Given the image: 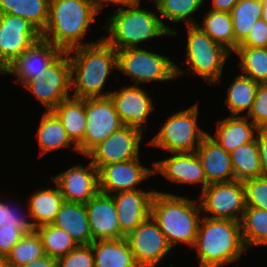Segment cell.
<instances>
[{"instance_id":"13","label":"cell","mask_w":267,"mask_h":267,"mask_svg":"<svg viewBox=\"0 0 267 267\" xmlns=\"http://www.w3.org/2000/svg\"><path fill=\"white\" fill-rule=\"evenodd\" d=\"M142 137L139 130L123 125L85 156L92 158L91 162L98 170L111 163L133 160L139 157Z\"/></svg>"},{"instance_id":"42","label":"cell","mask_w":267,"mask_h":267,"mask_svg":"<svg viewBox=\"0 0 267 267\" xmlns=\"http://www.w3.org/2000/svg\"><path fill=\"white\" fill-rule=\"evenodd\" d=\"M23 214L16 212V209L11 208L10 204L1 202V217L0 227L6 226L8 228H15L17 231H26L32 233L36 230L33 223L25 219Z\"/></svg>"},{"instance_id":"40","label":"cell","mask_w":267,"mask_h":267,"mask_svg":"<svg viewBox=\"0 0 267 267\" xmlns=\"http://www.w3.org/2000/svg\"><path fill=\"white\" fill-rule=\"evenodd\" d=\"M58 267H94V254L90 245H79L57 259Z\"/></svg>"},{"instance_id":"15","label":"cell","mask_w":267,"mask_h":267,"mask_svg":"<svg viewBox=\"0 0 267 267\" xmlns=\"http://www.w3.org/2000/svg\"><path fill=\"white\" fill-rule=\"evenodd\" d=\"M64 201L86 204L99 190V170L90 162L87 167L75 165L51 177Z\"/></svg>"},{"instance_id":"50","label":"cell","mask_w":267,"mask_h":267,"mask_svg":"<svg viewBox=\"0 0 267 267\" xmlns=\"http://www.w3.org/2000/svg\"><path fill=\"white\" fill-rule=\"evenodd\" d=\"M0 267H9L7 257L4 255H0Z\"/></svg>"},{"instance_id":"6","label":"cell","mask_w":267,"mask_h":267,"mask_svg":"<svg viewBox=\"0 0 267 267\" xmlns=\"http://www.w3.org/2000/svg\"><path fill=\"white\" fill-rule=\"evenodd\" d=\"M186 27V56L189 71L209 83H220L223 66L231 52L212 40L197 25H186Z\"/></svg>"},{"instance_id":"37","label":"cell","mask_w":267,"mask_h":267,"mask_svg":"<svg viewBox=\"0 0 267 267\" xmlns=\"http://www.w3.org/2000/svg\"><path fill=\"white\" fill-rule=\"evenodd\" d=\"M45 255L41 239L35 230L22 236L7 255L9 267H20Z\"/></svg>"},{"instance_id":"12","label":"cell","mask_w":267,"mask_h":267,"mask_svg":"<svg viewBox=\"0 0 267 267\" xmlns=\"http://www.w3.org/2000/svg\"><path fill=\"white\" fill-rule=\"evenodd\" d=\"M41 39V32L28 20L0 14V74Z\"/></svg>"},{"instance_id":"35","label":"cell","mask_w":267,"mask_h":267,"mask_svg":"<svg viewBox=\"0 0 267 267\" xmlns=\"http://www.w3.org/2000/svg\"><path fill=\"white\" fill-rule=\"evenodd\" d=\"M36 231L43 244L44 253L48 256L58 259L79 246L66 231L53 224L40 226Z\"/></svg>"},{"instance_id":"27","label":"cell","mask_w":267,"mask_h":267,"mask_svg":"<svg viewBox=\"0 0 267 267\" xmlns=\"http://www.w3.org/2000/svg\"><path fill=\"white\" fill-rule=\"evenodd\" d=\"M63 202L64 199L58 185L54 189L35 190L29 198L27 207V213H29V218H32L35 228L52 224Z\"/></svg>"},{"instance_id":"48","label":"cell","mask_w":267,"mask_h":267,"mask_svg":"<svg viewBox=\"0 0 267 267\" xmlns=\"http://www.w3.org/2000/svg\"><path fill=\"white\" fill-rule=\"evenodd\" d=\"M92 2L94 3L97 11L99 12L100 9L104 6L103 4H105V2H106V6H108V2L115 3V4H122L124 6H130V5L138 3L139 0H92Z\"/></svg>"},{"instance_id":"31","label":"cell","mask_w":267,"mask_h":267,"mask_svg":"<svg viewBox=\"0 0 267 267\" xmlns=\"http://www.w3.org/2000/svg\"><path fill=\"white\" fill-rule=\"evenodd\" d=\"M258 85V82L244 74L235 76L232 85L227 89V98L225 99V104L228 106L231 116H238L239 113L246 110L248 111L247 114L250 112Z\"/></svg>"},{"instance_id":"5","label":"cell","mask_w":267,"mask_h":267,"mask_svg":"<svg viewBox=\"0 0 267 267\" xmlns=\"http://www.w3.org/2000/svg\"><path fill=\"white\" fill-rule=\"evenodd\" d=\"M139 2L130 5L128 9L119 7L104 26L110 33L103 39L115 50L138 48V44L148 39L176 35L177 32L161 22L157 14L146 9L137 8Z\"/></svg>"},{"instance_id":"51","label":"cell","mask_w":267,"mask_h":267,"mask_svg":"<svg viewBox=\"0 0 267 267\" xmlns=\"http://www.w3.org/2000/svg\"><path fill=\"white\" fill-rule=\"evenodd\" d=\"M0 217H1V200H0Z\"/></svg>"},{"instance_id":"30","label":"cell","mask_w":267,"mask_h":267,"mask_svg":"<svg viewBox=\"0 0 267 267\" xmlns=\"http://www.w3.org/2000/svg\"><path fill=\"white\" fill-rule=\"evenodd\" d=\"M262 0H239L230 12L234 32V51L248 37L255 22L262 17Z\"/></svg>"},{"instance_id":"39","label":"cell","mask_w":267,"mask_h":267,"mask_svg":"<svg viewBox=\"0 0 267 267\" xmlns=\"http://www.w3.org/2000/svg\"><path fill=\"white\" fill-rule=\"evenodd\" d=\"M243 182L246 207L267 210V177L248 178Z\"/></svg>"},{"instance_id":"16","label":"cell","mask_w":267,"mask_h":267,"mask_svg":"<svg viewBox=\"0 0 267 267\" xmlns=\"http://www.w3.org/2000/svg\"><path fill=\"white\" fill-rule=\"evenodd\" d=\"M62 53V51L51 43L40 39L28 50L20 55L4 72L14 74L24 86L33 79H46L47 67Z\"/></svg>"},{"instance_id":"22","label":"cell","mask_w":267,"mask_h":267,"mask_svg":"<svg viewBox=\"0 0 267 267\" xmlns=\"http://www.w3.org/2000/svg\"><path fill=\"white\" fill-rule=\"evenodd\" d=\"M207 179V186L212 183L235 180L230 153L222 148L210 134H207L195 151Z\"/></svg>"},{"instance_id":"36","label":"cell","mask_w":267,"mask_h":267,"mask_svg":"<svg viewBox=\"0 0 267 267\" xmlns=\"http://www.w3.org/2000/svg\"><path fill=\"white\" fill-rule=\"evenodd\" d=\"M239 57L238 67L253 81L267 83V48L237 47L234 51Z\"/></svg>"},{"instance_id":"2","label":"cell","mask_w":267,"mask_h":267,"mask_svg":"<svg viewBox=\"0 0 267 267\" xmlns=\"http://www.w3.org/2000/svg\"><path fill=\"white\" fill-rule=\"evenodd\" d=\"M98 13L92 0H49L48 22L41 39L62 52L92 44L81 39Z\"/></svg>"},{"instance_id":"4","label":"cell","mask_w":267,"mask_h":267,"mask_svg":"<svg viewBox=\"0 0 267 267\" xmlns=\"http://www.w3.org/2000/svg\"><path fill=\"white\" fill-rule=\"evenodd\" d=\"M193 247L197 250L200 267H220L238 261L247 251L240 222L209 216L202 217Z\"/></svg>"},{"instance_id":"46","label":"cell","mask_w":267,"mask_h":267,"mask_svg":"<svg viewBox=\"0 0 267 267\" xmlns=\"http://www.w3.org/2000/svg\"><path fill=\"white\" fill-rule=\"evenodd\" d=\"M20 267H58L57 258L45 254L31 263Z\"/></svg>"},{"instance_id":"7","label":"cell","mask_w":267,"mask_h":267,"mask_svg":"<svg viewBox=\"0 0 267 267\" xmlns=\"http://www.w3.org/2000/svg\"><path fill=\"white\" fill-rule=\"evenodd\" d=\"M117 51L118 71L130 76L135 85L148 81H168L184 75V70L169 57L141 48Z\"/></svg>"},{"instance_id":"20","label":"cell","mask_w":267,"mask_h":267,"mask_svg":"<svg viewBox=\"0 0 267 267\" xmlns=\"http://www.w3.org/2000/svg\"><path fill=\"white\" fill-rule=\"evenodd\" d=\"M93 240L120 239L121 231L112 195L98 192L85 204Z\"/></svg>"},{"instance_id":"18","label":"cell","mask_w":267,"mask_h":267,"mask_svg":"<svg viewBox=\"0 0 267 267\" xmlns=\"http://www.w3.org/2000/svg\"><path fill=\"white\" fill-rule=\"evenodd\" d=\"M123 125L142 132L147 117L154 110L151 98L137 85L124 87L109 94Z\"/></svg>"},{"instance_id":"47","label":"cell","mask_w":267,"mask_h":267,"mask_svg":"<svg viewBox=\"0 0 267 267\" xmlns=\"http://www.w3.org/2000/svg\"><path fill=\"white\" fill-rule=\"evenodd\" d=\"M238 1L239 0H212L211 10L230 13Z\"/></svg>"},{"instance_id":"28","label":"cell","mask_w":267,"mask_h":267,"mask_svg":"<svg viewBox=\"0 0 267 267\" xmlns=\"http://www.w3.org/2000/svg\"><path fill=\"white\" fill-rule=\"evenodd\" d=\"M35 137L39 142L40 156L62 147H69L71 144L78 152L77 146L70 140L60 119L53 111H46L43 114Z\"/></svg>"},{"instance_id":"19","label":"cell","mask_w":267,"mask_h":267,"mask_svg":"<svg viewBox=\"0 0 267 267\" xmlns=\"http://www.w3.org/2000/svg\"><path fill=\"white\" fill-rule=\"evenodd\" d=\"M156 191H121L112 194L120 231L127 236L151 216V203Z\"/></svg>"},{"instance_id":"41","label":"cell","mask_w":267,"mask_h":267,"mask_svg":"<svg viewBox=\"0 0 267 267\" xmlns=\"http://www.w3.org/2000/svg\"><path fill=\"white\" fill-rule=\"evenodd\" d=\"M258 128H267V83H259L250 112L246 116Z\"/></svg>"},{"instance_id":"33","label":"cell","mask_w":267,"mask_h":267,"mask_svg":"<svg viewBox=\"0 0 267 267\" xmlns=\"http://www.w3.org/2000/svg\"><path fill=\"white\" fill-rule=\"evenodd\" d=\"M235 180L261 177V162L256 139L230 152Z\"/></svg>"},{"instance_id":"9","label":"cell","mask_w":267,"mask_h":267,"mask_svg":"<svg viewBox=\"0 0 267 267\" xmlns=\"http://www.w3.org/2000/svg\"><path fill=\"white\" fill-rule=\"evenodd\" d=\"M46 79H33L24 87L46 108L52 111L60 102L71 97V62L67 52H62L46 69Z\"/></svg>"},{"instance_id":"21","label":"cell","mask_w":267,"mask_h":267,"mask_svg":"<svg viewBox=\"0 0 267 267\" xmlns=\"http://www.w3.org/2000/svg\"><path fill=\"white\" fill-rule=\"evenodd\" d=\"M173 156L153 163L154 174H162L171 182L201 183L202 190L207 179L202 164L195 152L172 153Z\"/></svg>"},{"instance_id":"34","label":"cell","mask_w":267,"mask_h":267,"mask_svg":"<svg viewBox=\"0 0 267 267\" xmlns=\"http://www.w3.org/2000/svg\"><path fill=\"white\" fill-rule=\"evenodd\" d=\"M203 26L196 24L212 40L234 52V32L231 14L228 12L209 10L203 19Z\"/></svg>"},{"instance_id":"45","label":"cell","mask_w":267,"mask_h":267,"mask_svg":"<svg viewBox=\"0 0 267 267\" xmlns=\"http://www.w3.org/2000/svg\"><path fill=\"white\" fill-rule=\"evenodd\" d=\"M261 162V176L267 177V128H259L256 136Z\"/></svg>"},{"instance_id":"8","label":"cell","mask_w":267,"mask_h":267,"mask_svg":"<svg viewBox=\"0 0 267 267\" xmlns=\"http://www.w3.org/2000/svg\"><path fill=\"white\" fill-rule=\"evenodd\" d=\"M198 112V104H196L172 114L148 144L167 150L171 154L195 152L202 139L208 134L199 129ZM196 143L197 146H195Z\"/></svg>"},{"instance_id":"3","label":"cell","mask_w":267,"mask_h":267,"mask_svg":"<svg viewBox=\"0 0 267 267\" xmlns=\"http://www.w3.org/2000/svg\"><path fill=\"white\" fill-rule=\"evenodd\" d=\"M200 213V203L187 196L156 191L151 203V217L171 248L177 243L194 246L201 221Z\"/></svg>"},{"instance_id":"25","label":"cell","mask_w":267,"mask_h":267,"mask_svg":"<svg viewBox=\"0 0 267 267\" xmlns=\"http://www.w3.org/2000/svg\"><path fill=\"white\" fill-rule=\"evenodd\" d=\"M94 267H138L125 237L95 240L91 244Z\"/></svg>"},{"instance_id":"10","label":"cell","mask_w":267,"mask_h":267,"mask_svg":"<svg viewBox=\"0 0 267 267\" xmlns=\"http://www.w3.org/2000/svg\"><path fill=\"white\" fill-rule=\"evenodd\" d=\"M85 113L84 138L77 146L78 152L83 155L123 126L109 96L85 98Z\"/></svg>"},{"instance_id":"14","label":"cell","mask_w":267,"mask_h":267,"mask_svg":"<svg viewBox=\"0 0 267 267\" xmlns=\"http://www.w3.org/2000/svg\"><path fill=\"white\" fill-rule=\"evenodd\" d=\"M138 267H155L170 253V245L150 216L125 237Z\"/></svg>"},{"instance_id":"43","label":"cell","mask_w":267,"mask_h":267,"mask_svg":"<svg viewBox=\"0 0 267 267\" xmlns=\"http://www.w3.org/2000/svg\"><path fill=\"white\" fill-rule=\"evenodd\" d=\"M238 47L267 48V24L262 18L255 22L248 37Z\"/></svg>"},{"instance_id":"49","label":"cell","mask_w":267,"mask_h":267,"mask_svg":"<svg viewBox=\"0 0 267 267\" xmlns=\"http://www.w3.org/2000/svg\"><path fill=\"white\" fill-rule=\"evenodd\" d=\"M263 1V11H262V19L266 22L267 24V0H262Z\"/></svg>"},{"instance_id":"52","label":"cell","mask_w":267,"mask_h":267,"mask_svg":"<svg viewBox=\"0 0 267 267\" xmlns=\"http://www.w3.org/2000/svg\"><path fill=\"white\" fill-rule=\"evenodd\" d=\"M159 0H154V3L156 4ZM139 3H140V0H139Z\"/></svg>"},{"instance_id":"17","label":"cell","mask_w":267,"mask_h":267,"mask_svg":"<svg viewBox=\"0 0 267 267\" xmlns=\"http://www.w3.org/2000/svg\"><path fill=\"white\" fill-rule=\"evenodd\" d=\"M139 157L125 162L111 163L99 170V190L112 195L114 191L137 190L136 185L153 175V169L141 166Z\"/></svg>"},{"instance_id":"44","label":"cell","mask_w":267,"mask_h":267,"mask_svg":"<svg viewBox=\"0 0 267 267\" xmlns=\"http://www.w3.org/2000/svg\"><path fill=\"white\" fill-rule=\"evenodd\" d=\"M24 234H27V232L17 231L15 228L6 226L0 227V255L7 257Z\"/></svg>"},{"instance_id":"32","label":"cell","mask_w":267,"mask_h":267,"mask_svg":"<svg viewBox=\"0 0 267 267\" xmlns=\"http://www.w3.org/2000/svg\"><path fill=\"white\" fill-rule=\"evenodd\" d=\"M240 225L246 250L252 245H267V210L258 207H246Z\"/></svg>"},{"instance_id":"11","label":"cell","mask_w":267,"mask_h":267,"mask_svg":"<svg viewBox=\"0 0 267 267\" xmlns=\"http://www.w3.org/2000/svg\"><path fill=\"white\" fill-rule=\"evenodd\" d=\"M201 199V211L213 214L210 218L240 222L246 208L244 185L238 180L209 184L202 190Z\"/></svg>"},{"instance_id":"23","label":"cell","mask_w":267,"mask_h":267,"mask_svg":"<svg viewBox=\"0 0 267 267\" xmlns=\"http://www.w3.org/2000/svg\"><path fill=\"white\" fill-rule=\"evenodd\" d=\"M52 224L66 231L78 245H90L94 241L83 203L64 201Z\"/></svg>"},{"instance_id":"26","label":"cell","mask_w":267,"mask_h":267,"mask_svg":"<svg viewBox=\"0 0 267 267\" xmlns=\"http://www.w3.org/2000/svg\"><path fill=\"white\" fill-rule=\"evenodd\" d=\"M60 119L70 140L78 146L84 138L86 129L85 98L69 97L53 110Z\"/></svg>"},{"instance_id":"38","label":"cell","mask_w":267,"mask_h":267,"mask_svg":"<svg viewBox=\"0 0 267 267\" xmlns=\"http://www.w3.org/2000/svg\"><path fill=\"white\" fill-rule=\"evenodd\" d=\"M204 2L205 0H159L155 6L161 14V22L165 18L174 23L184 20L187 25H196L191 14L199 10Z\"/></svg>"},{"instance_id":"24","label":"cell","mask_w":267,"mask_h":267,"mask_svg":"<svg viewBox=\"0 0 267 267\" xmlns=\"http://www.w3.org/2000/svg\"><path fill=\"white\" fill-rule=\"evenodd\" d=\"M246 116H230L217 122V130L212 137L228 153L242 144L254 141L258 127Z\"/></svg>"},{"instance_id":"1","label":"cell","mask_w":267,"mask_h":267,"mask_svg":"<svg viewBox=\"0 0 267 267\" xmlns=\"http://www.w3.org/2000/svg\"><path fill=\"white\" fill-rule=\"evenodd\" d=\"M73 52L74 56H71ZM71 62V85L75 88L72 97L96 98L108 97L111 92L103 94V86L109 73L118 69L117 51L103 38L96 42L76 47L67 51Z\"/></svg>"},{"instance_id":"29","label":"cell","mask_w":267,"mask_h":267,"mask_svg":"<svg viewBox=\"0 0 267 267\" xmlns=\"http://www.w3.org/2000/svg\"><path fill=\"white\" fill-rule=\"evenodd\" d=\"M49 0H0V14L28 20L40 32L48 22Z\"/></svg>"}]
</instances>
